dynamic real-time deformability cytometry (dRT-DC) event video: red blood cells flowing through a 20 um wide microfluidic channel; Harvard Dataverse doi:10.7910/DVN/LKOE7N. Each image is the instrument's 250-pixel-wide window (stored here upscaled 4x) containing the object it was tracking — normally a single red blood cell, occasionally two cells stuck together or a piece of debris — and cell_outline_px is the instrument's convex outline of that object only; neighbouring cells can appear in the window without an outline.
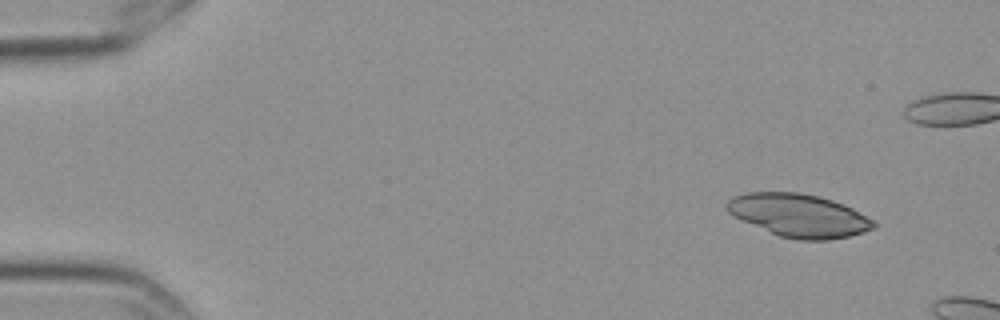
{"species": "Egyptian fruit bat (a non-hibernating species)", "species_latin": "Rousettus aegyptiacus", "temperature_condition": "cold", "stored_images_in_passage": 3, "camera_frame_rate_fps": 3000, "um_per_image_px": 0.085, "frame": {"image": 1, "passage_image": 1, "time_ms": 0.0, "image_size_px": [1000, 320], "cell_outline_px": [[876, 228], [848, 236], [828, 240], [800, 240], [780, 236], [744, 220], [728, 212], [724, 208], [724, 204], [732, 196], [748, 192], [800, 192], [820, 196], [844, 204], [852, 208], [872, 220], [876, 224]], "centroid_in_image_um": [67.9, 18.29], "position_along_channel_um": 17.1, "area_um2": 36.53}}